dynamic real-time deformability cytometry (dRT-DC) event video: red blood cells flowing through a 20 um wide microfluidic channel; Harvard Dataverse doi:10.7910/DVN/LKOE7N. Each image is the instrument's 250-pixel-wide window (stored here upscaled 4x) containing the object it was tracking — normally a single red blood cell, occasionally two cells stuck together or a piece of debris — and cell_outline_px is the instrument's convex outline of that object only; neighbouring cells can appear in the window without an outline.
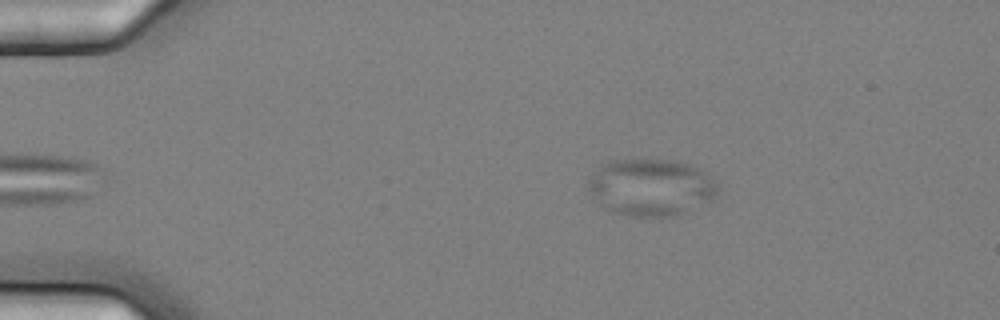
{"species": "common noctule bat (a hibernating species)", "species_latin": "Nyctalus noctula", "temperature_condition": "cold", "stored_images_in_passage": 49, "camera_frame_rate_fps": 3000, "um_per_image_px": 0.085, "animal": {"sex": "female", "body_mass_g": 25.1}, "frame": {"image": 1, "passage_image": 2, "time_ms": 0.333, "image_size_px": [1000, 320], "cell_outline_px": [[720, 188], [716, 196], [712, 200], [680, 216], [632, 216], [612, 212], [604, 208], [588, 192], [588, 180], [608, 160], [672, 160], [692, 164], [708, 176]], "centroid_in_image_um": [55.35, 15.94], "position_along_channel_um": 29.6, "area_um2": 43.06}}
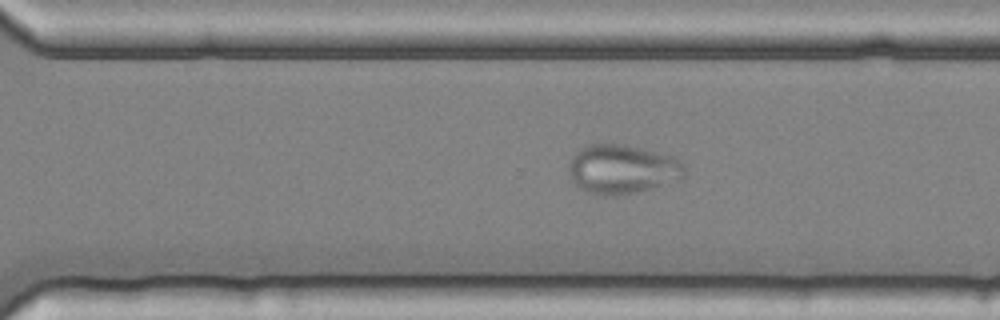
{"frame": {"image": 2, "passage_image": 32, "time_ms": 10.333, "image_size_px": [1000, 320], "cell_outline_px": [[684, 176], [680, 180], [636, 192], [616, 196], [604, 196], [584, 192], [572, 180], [568, 168], [568, 160], [580, 148], [588, 144], [624, 144], [672, 156], [680, 160], [684, 164]], "centroid_in_image_um": [52.86, 14.39], "position_along_channel_um": 317.7, "area_um2": 33.41}}
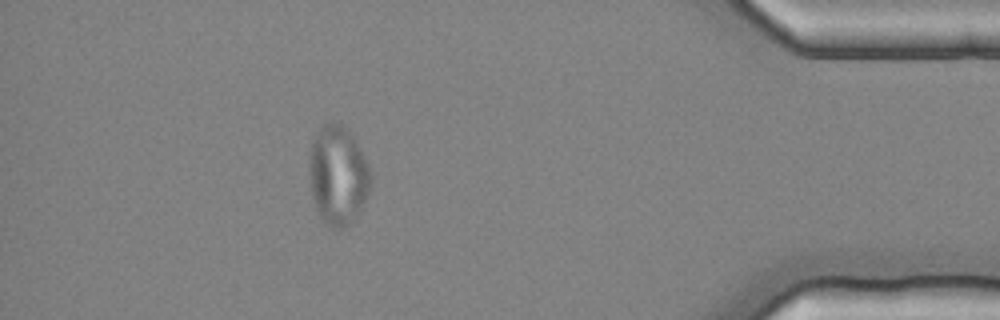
{"frame": {"image": 3, "passage_image": 43, "time_ms": 14.0, "image_size_px": [1000, 320], "cell_outline_px": [[372, 184], [356, 216], [348, 224], [340, 228], [328, 228], [324, 224], [316, 212], [312, 196], [308, 172], [308, 156], [312, 140], [320, 128], [328, 120], [340, 124], [348, 128], [356, 140], [368, 164], [372, 176]], "centroid_in_image_um": [28.69, 14.88], "position_along_channel_um": 406.5, "area_um2": 36.13}}